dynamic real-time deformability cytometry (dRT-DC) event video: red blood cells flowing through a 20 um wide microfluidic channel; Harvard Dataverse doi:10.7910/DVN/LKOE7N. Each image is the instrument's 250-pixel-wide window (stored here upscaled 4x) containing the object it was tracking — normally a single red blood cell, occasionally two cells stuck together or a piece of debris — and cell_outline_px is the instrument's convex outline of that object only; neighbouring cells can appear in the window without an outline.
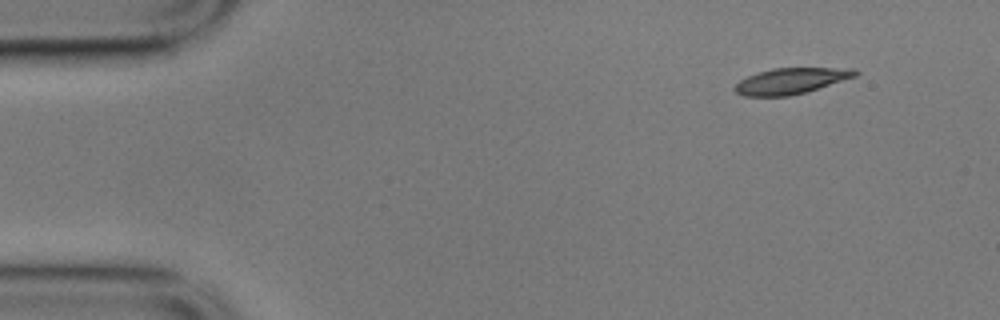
{"species": "common noctule bat (a hibernating species)", "species_latin": "Nyctalus noctula", "temperature_condition": "cold", "stored_images_in_passage": 52, "camera_frame_rate_fps": 3000, "um_per_image_px": 0.085, "animal": {"sex": "male", "body_mass_g": 17.9}, "frame": {"image": 1, "passage_image": 1, "time_ms": 0.0, "image_size_px": [1000, 320], "cell_outline_px": [[860, 72], [856, 76], [804, 92], [788, 96], [744, 96], [736, 92], [732, 88], [740, 80], [756, 72], [772, 68], [852, 68]], "centroid_in_image_um": [67.19, 6.87], "position_along_channel_um": 17.8, "area_um2": 18.03}}
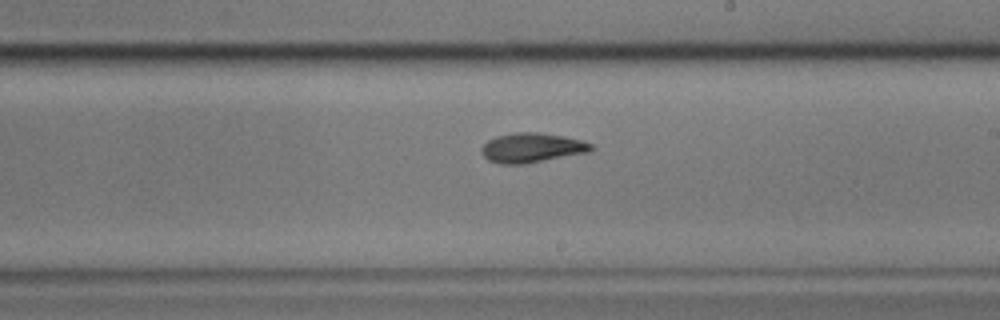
{"frame": {"image": 2, "passage_image": 28, "time_ms": 9.0, "image_size_px": [1000, 320], "cell_outline_px": [[596, 148], [588, 152], [528, 164], [500, 164], [488, 160], [480, 152], [480, 148], [488, 140], [496, 136], [512, 132], [540, 132], [564, 136], [580, 140], [592, 144]], "centroid_in_image_um": [45.19, 12.56], "position_along_channel_um": 243.8, "area_um2": 19.19}}
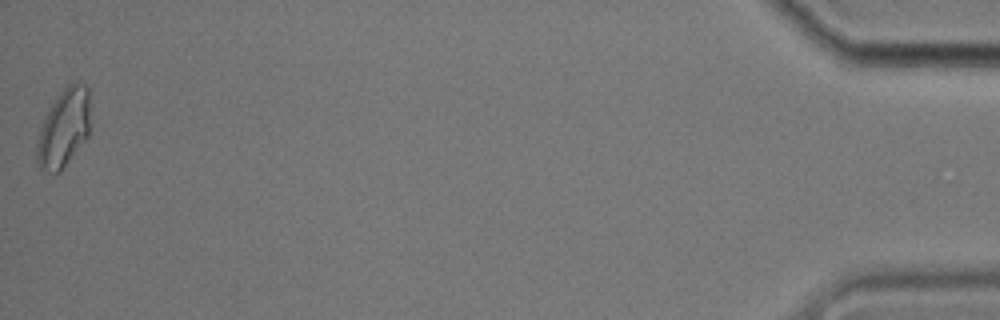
{"frame": {"image": 3, "passage_image": 52, "time_ms": 17.0, "image_size_px": [1000, 320], "cell_outline_px": [[88, 136], [60, 172], [52, 172], [40, 168], [36, 160], [36, 144], [40, 128], [44, 116], [52, 104], [64, 88], [72, 80], [76, 80], [84, 84], [88, 88]], "centroid_in_image_um": [5.4, 10.87], "position_along_channel_um": 429.8, "area_um2": 24.04}, "authors_computed_cell_mechanics": {"area_um2": 18.7272, "velocity_mm_per_s": 3.507, "shape_relaxation_time_tau1_ms": 3.2861, "shape_relaxation_time_tau2_ms": 4.814, "deformation_change_tau1": 0.1338, "deformation_change_tau2": 0.1014}}